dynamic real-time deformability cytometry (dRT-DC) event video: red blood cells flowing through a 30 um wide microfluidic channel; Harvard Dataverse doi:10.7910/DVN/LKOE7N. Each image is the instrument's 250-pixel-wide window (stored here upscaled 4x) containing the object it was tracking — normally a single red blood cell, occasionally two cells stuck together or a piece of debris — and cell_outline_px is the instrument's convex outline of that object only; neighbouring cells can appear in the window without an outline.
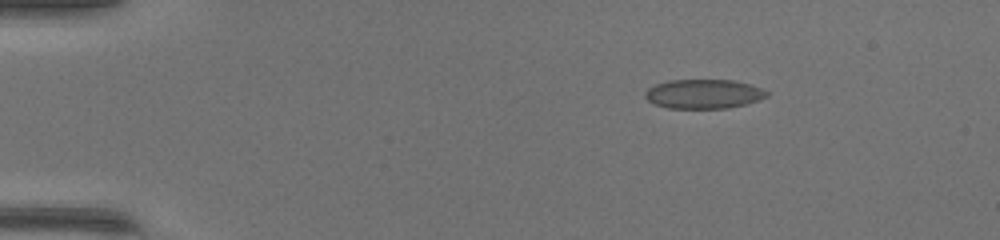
{"species": "common noctule bat (a hibernating species)", "species_latin": "Nyctalus noctula", "temperature_condition": "warm", "stored_images_in_passage": 42, "camera_frame_rate_fps": 3000, "um_per_image_px": 0.085, "animal": {"sex": "female", "body_mass_g": 17.0, "forearm_length_mm": 48.0}, "frame": {"image": 1, "passage_image": 1, "time_ms": 0.0, "image_size_px": [1000, 240], "cell_outline_px": [[768, 96], [760, 100], [728, 108], [668, 108], [652, 104], [644, 96], [644, 92], [648, 88], [656, 84], [668, 80], [732, 80], [748, 84], [760, 88], [768, 92]], "centroid_in_image_um": [59.77, 7.99], "position_along_channel_um": 25.2, "area_um2": 20.75}}
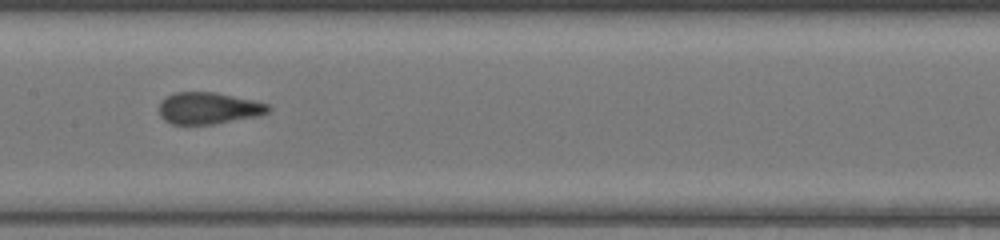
{"frame": {"image": 2, "passage_image": 19, "time_ms": 6.0, "image_size_px": [1000, 240], "cell_outline_px": [[272, 108], [268, 112], [260, 116], [212, 124], [172, 124], [164, 120], [160, 116], [160, 100], [172, 92], [216, 92], [252, 100], [268, 104]], "centroid_in_image_um": [17.72, 9.19], "position_along_channel_um": 189.7, "area_um2": 20.29}}
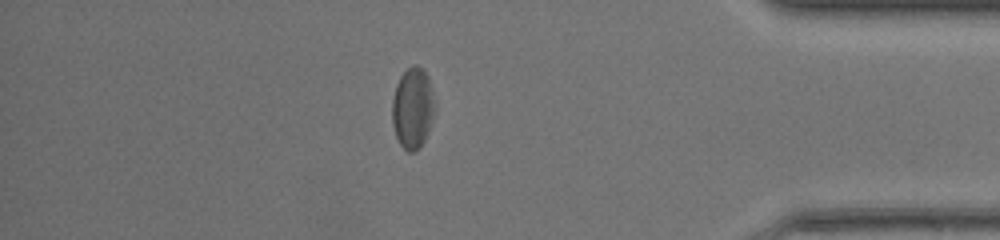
{"frame": {"image": 3, "passage_image": 36, "time_ms": 11.667, "image_size_px": [1000, 240], "cell_outline_px": [[432, 116], [428, 132], [424, 140], [412, 152], [408, 152], [400, 144], [396, 136], [392, 124], [392, 100], [396, 84], [400, 76], [412, 64], [416, 64], [428, 76], [432, 92]], "centroid_in_image_um": [35.03, 9.17], "position_along_channel_um": 400.2, "area_um2": 19.54}, "authors_computed_cell_mechanics": {"area_um2": 20.6057, "velocity_mm_per_s": 4.2586, "shape_relaxation_time_tau1_ms": 3.5695, "shape_relaxation_time_tau2_ms": 0.8054, "deformation_change_tau1": 0.1083, "deformation_change_tau2": 0.0563}}